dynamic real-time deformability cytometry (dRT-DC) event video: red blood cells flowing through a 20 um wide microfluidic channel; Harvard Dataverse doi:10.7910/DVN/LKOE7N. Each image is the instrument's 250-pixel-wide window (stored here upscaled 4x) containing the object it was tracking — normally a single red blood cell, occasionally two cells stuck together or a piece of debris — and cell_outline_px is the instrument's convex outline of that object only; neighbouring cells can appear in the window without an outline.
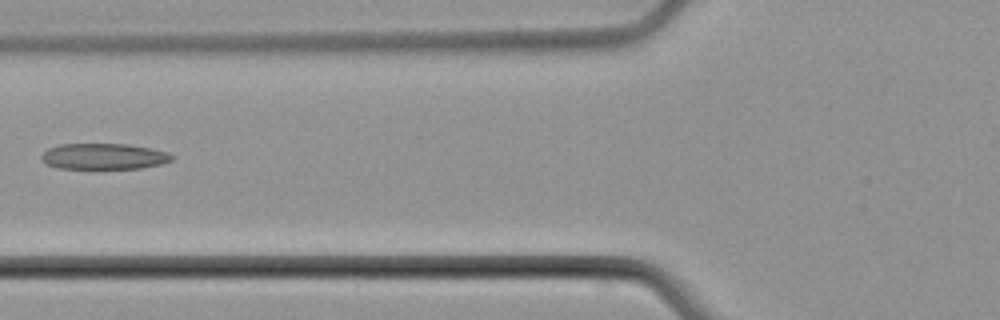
{"species": "common noctule bat (a hibernating species)", "species_latin": "Nyctalus noctula", "temperature_condition": "cold", "stored_images_in_passage": 6, "camera_frame_rate_fps": 3000, "um_per_image_px": 0.085, "animal": {"sex": "male", "body_mass_g": 21.5, "forearm_length_mm": 52.0}, "frame": {"image": 1, "passage_image": 6, "time_ms": 7.0, "image_size_px": [1000, 320], "cell_outline_px": [[176, 156], [172, 160], [160, 164], [140, 168], [56, 168], [40, 160], [40, 156], [48, 148], [60, 144], [128, 144], [168, 152]], "centroid_in_image_um": [8.81, 13.29], "position_along_channel_um": 117.0, "area_um2": 19.65}}